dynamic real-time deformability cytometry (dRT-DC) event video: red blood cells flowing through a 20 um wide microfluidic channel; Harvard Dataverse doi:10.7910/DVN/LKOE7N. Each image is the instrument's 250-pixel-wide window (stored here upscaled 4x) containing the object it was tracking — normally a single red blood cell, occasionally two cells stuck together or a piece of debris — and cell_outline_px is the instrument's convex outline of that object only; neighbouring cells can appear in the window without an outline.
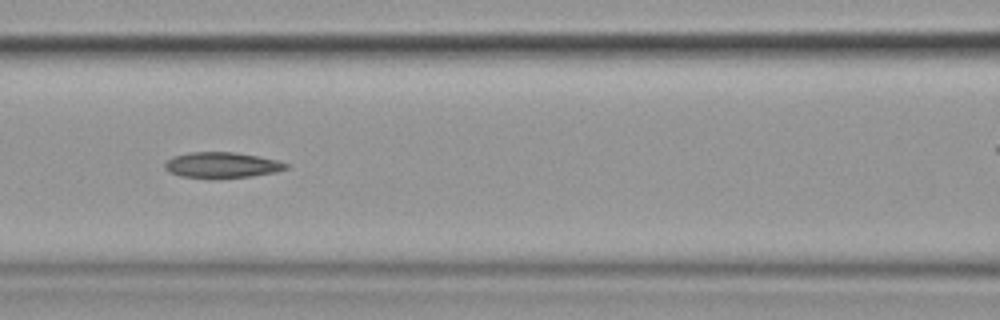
{"species": "common noctule bat (a hibernating species)", "species_latin": "Nyctalus noctula", "temperature_condition": "cold", "stored_images_in_passage": 7, "camera_frame_rate_fps": 3000, "um_per_image_px": 0.085, "animal": {"sex": "female", "body_mass_g": 19.9}, "frame": {"image": 1, "passage_image": 6, "time_ms": 6.0, "image_size_px": [1000, 320], "cell_outline_px": [[288, 168], [276, 172], [252, 176], [212, 180], [180, 176], [168, 172], [164, 168], [164, 164], [172, 156], [188, 152], [236, 152], [276, 160], [288, 164]], "centroid_in_image_um": [18.8, 14.05], "position_along_channel_um": 147.8, "area_um2": 18.61}}